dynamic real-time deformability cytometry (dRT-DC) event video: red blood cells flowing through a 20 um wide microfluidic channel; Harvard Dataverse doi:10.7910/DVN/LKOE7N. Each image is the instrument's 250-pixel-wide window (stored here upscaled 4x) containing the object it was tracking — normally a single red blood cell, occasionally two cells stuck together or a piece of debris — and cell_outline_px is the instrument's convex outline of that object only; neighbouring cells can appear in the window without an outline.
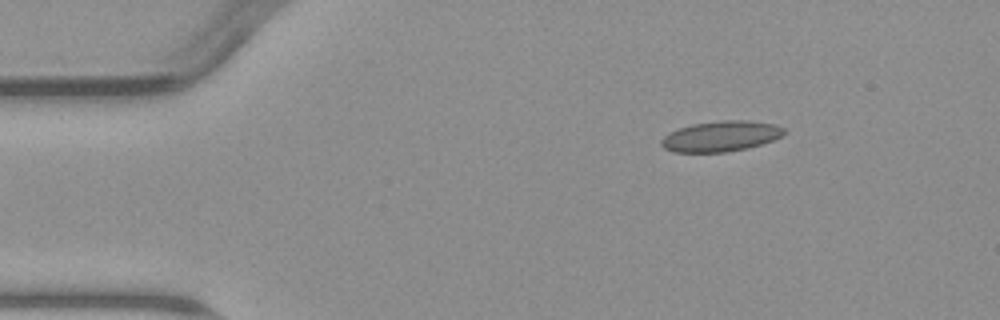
{"species": "common noctule bat (a hibernating species)", "species_latin": "Nyctalus noctula", "temperature_condition": "warm", "stored_images_in_passage": 4, "segment_of_instrument_passage": [2, 2], "camera_frame_rate_fps": 3000, "um_per_image_px": 0.085, "animal": {"sex": "male", "body_mass_g": 23.1, "forearm_length_mm": 52.7}, "frame": {"image": 1, "passage_image": 4, "time_ms": 4.333, "image_size_px": [1000, 320], "cell_outline_px": [[784, 136], [760, 144], [744, 148], [724, 152], [672, 152], [664, 148], [660, 144], [660, 140], [664, 136], [680, 128], [692, 124], [724, 120], [748, 120], [776, 124], [784, 128]], "centroid_in_image_um": [61.27, 11.57], "position_along_channel_um": 23.7, "area_um2": 21.68}}